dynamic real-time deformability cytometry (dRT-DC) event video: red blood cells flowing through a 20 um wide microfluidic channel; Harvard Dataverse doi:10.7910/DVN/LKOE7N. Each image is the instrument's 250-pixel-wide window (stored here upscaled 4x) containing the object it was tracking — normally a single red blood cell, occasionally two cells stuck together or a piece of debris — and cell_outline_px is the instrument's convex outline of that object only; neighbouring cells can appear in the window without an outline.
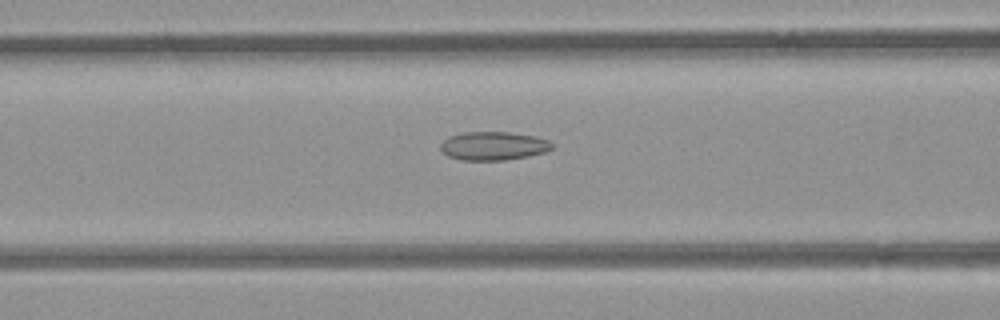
{"species": "common noctule bat (a hibernating species)", "species_latin": "Nyctalus noctula", "temperature_condition": "room temperature", "stored_images_in_passage": 32, "camera_frame_rate_fps": 3000, "um_per_image_px": 0.085, "animal": {"sex": "female", "body_mass_g": 21.9}, "frame": {"image": 1, "passage_image": 12, "time_ms": 3.667, "image_size_px": [1000, 320], "cell_outline_px": [[552, 148], [544, 152], [528, 156], [504, 160], [460, 160], [448, 156], [440, 148], [440, 144], [448, 136], [464, 132], [508, 132], [536, 136], [548, 140], [552, 144]], "centroid_in_image_um": [41.92, 12.4], "position_along_channel_um": 124.7, "area_um2": 18.5}}
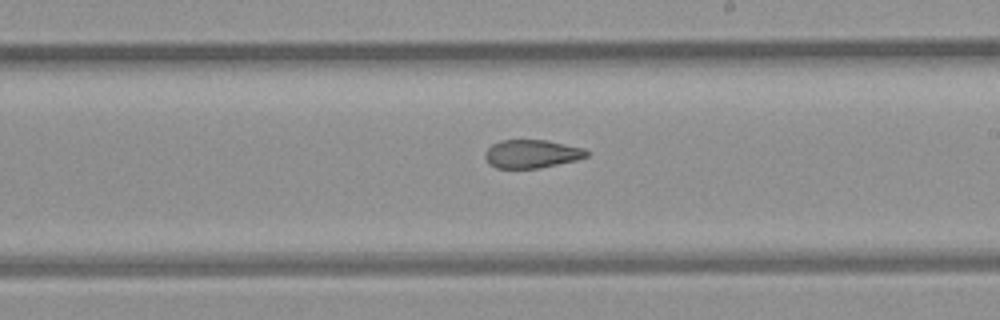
{"frame": {"image": 2, "passage_image": 21, "time_ms": 6.667, "image_size_px": [1000, 320], "cell_outline_px": [[588, 156], [576, 160], [540, 168], [496, 168], [484, 156], [484, 152], [492, 144], [500, 140], [548, 140], [584, 148], [588, 152]], "centroid_in_image_um": [45.21, 13.07], "position_along_channel_um": 243.8, "area_um2": 16.7}}
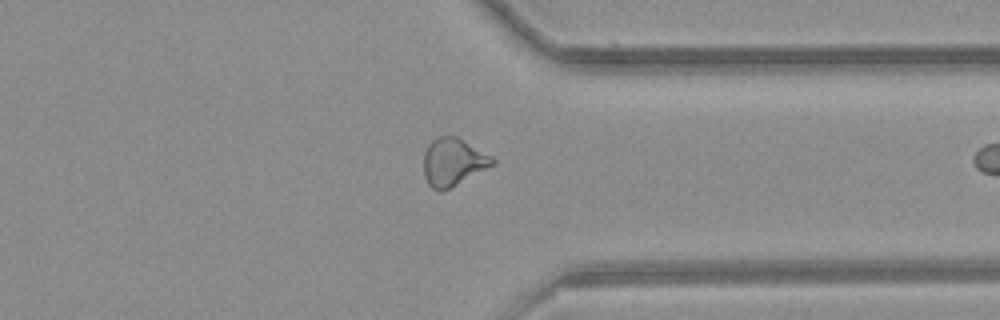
{"frame": {"image": 3, "passage_image": 31, "time_ms": 10.0, "image_size_px": [1000, 320], "cell_outline_px": [[496, 164], [440, 192], [432, 188], [428, 184], [424, 176], [424, 152], [428, 144], [436, 136], [456, 136], [492, 156], [496, 160]], "centroid_in_image_um": [38.5, 13.76], "position_along_channel_um": 372.9, "area_um2": 19.02}}